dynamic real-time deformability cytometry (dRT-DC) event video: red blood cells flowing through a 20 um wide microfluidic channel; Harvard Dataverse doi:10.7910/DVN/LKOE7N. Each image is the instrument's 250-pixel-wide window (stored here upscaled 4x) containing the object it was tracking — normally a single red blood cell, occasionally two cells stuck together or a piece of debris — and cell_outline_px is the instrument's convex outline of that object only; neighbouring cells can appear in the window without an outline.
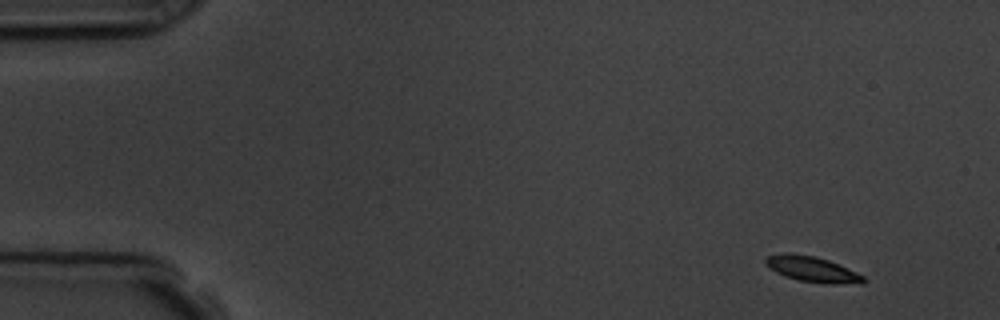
{"species": "common noctule bat (a hibernating species)", "species_latin": "Nyctalus noctula", "temperature_condition": "room temperature", "stored_images_in_passage": 4, "camera_frame_rate_fps": 3000, "um_per_image_px": 0.085, "animal": {"sex": "male", "body_mass_g": 19.5, "forearm_length_mm": 54.6}, "frame": {"image": 1, "passage_image": 1, "time_ms": 0.0, "image_size_px": [1000, 320], "cell_outline_px": [[868, 280], [864, 284], [832, 284], [800, 280], [784, 276], [768, 268], [764, 264], [764, 260], [768, 256], [784, 252], [792, 252], [816, 256], [828, 260], [856, 272], [864, 276]], "centroid_in_image_um": [69.04, 22.87], "position_along_channel_um": 16.0, "area_um2": 14.8}}
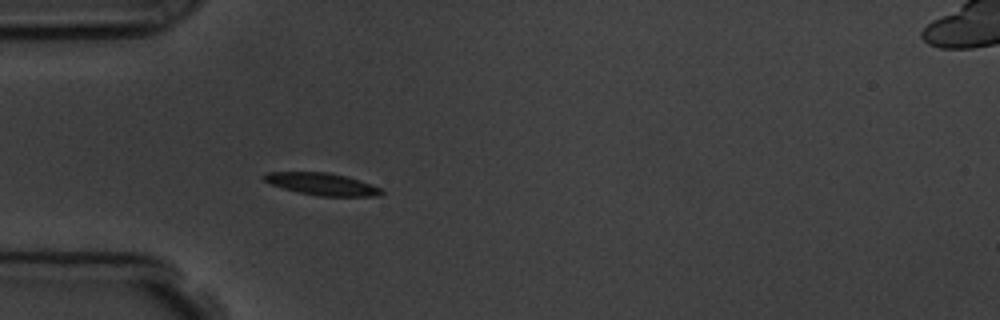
{"frame": {"image": 2, "passage_image": 4, "time_ms": 4.0, "image_size_px": [1000, 320], "cell_outline_px": [[384, 192], [380, 196], [320, 196], [300, 192], [284, 188], [272, 184], [264, 180], [264, 172], [328, 172], [360, 180], [380, 188]], "centroid_in_image_um": [27.4, 15.64], "position_along_channel_um": 57.6, "area_um2": 14.91}}